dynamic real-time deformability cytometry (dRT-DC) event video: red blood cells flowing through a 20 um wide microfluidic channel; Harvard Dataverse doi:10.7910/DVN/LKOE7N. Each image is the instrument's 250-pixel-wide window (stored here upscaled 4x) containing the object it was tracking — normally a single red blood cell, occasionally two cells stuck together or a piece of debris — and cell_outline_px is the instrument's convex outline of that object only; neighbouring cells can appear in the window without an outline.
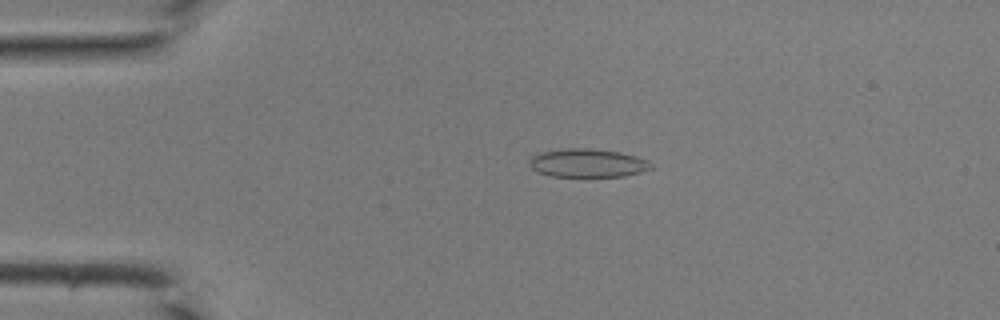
{"species": "common noctule bat (a hibernating species)", "species_latin": "Nyctalus noctula", "temperature_condition": "room temperature", "stored_images_in_passage": 42, "camera_frame_rate_fps": 3000, "um_per_image_px": 0.085, "animal": {"sex": "male", "body_mass_g": 19.0, "forearm_length_mm": 50.8}, "frame": {"image": 1, "passage_image": 9, "time_ms": 2.667, "image_size_px": [1000, 320], "cell_outline_px": [[652, 168], [640, 172], [624, 176], [552, 176], [536, 172], [532, 168], [528, 160], [536, 152], [564, 148], [588, 148], [620, 152], [636, 156], [648, 160], [652, 164]], "centroid_in_image_um": [49.91, 13.84], "position_along_channel_um": 35.1, "area_um2": 20.29}}
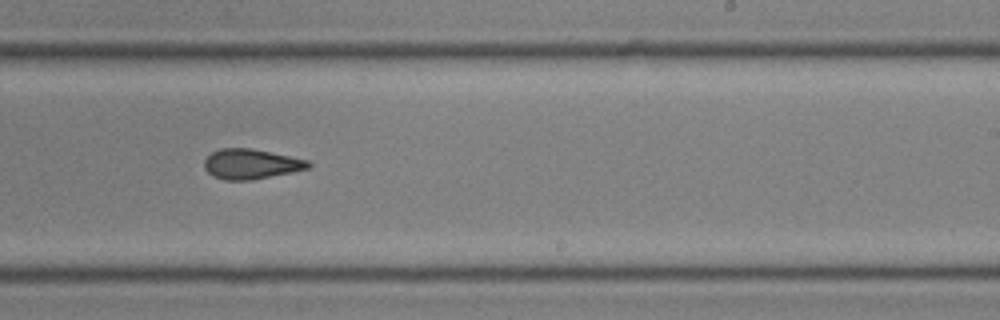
{"frame": {"image": 2, "passage_image": 26, "time_ms": 8.333, "image_size_px": [1000, 320], "cell_outline_px": [[312, 164], [308, 168], [292, 172], [252, 180], [224, 180], [212, 176], [204, 168], [204, 160], [212, 152], [220, 148], [252, 148], [308, 160]], "centroid_in_image_um": [21.31, 13.94], "position_along_channel_um": 267.7, "area_um2": 18.21}}
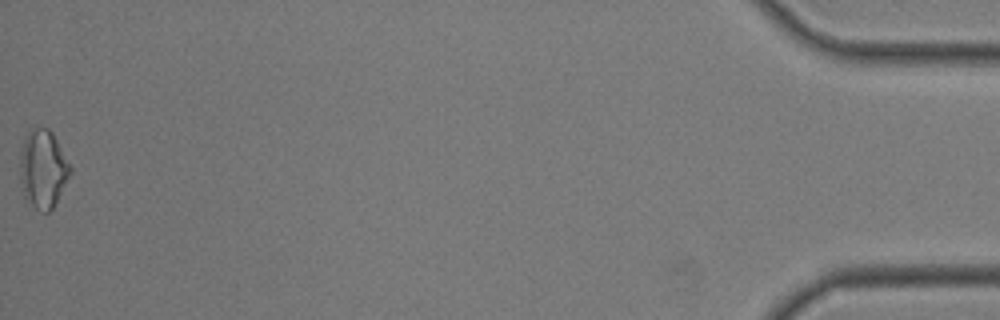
{"frame": {"image": 3, "passage_image": 42, "time_ms": 13.667, "image_size_px": [1000, 320], "cell_outline_px": [[72, 172], [56, 204], [48, 212], [44, 212], [36, 208], [24, 196], [20, 180], [20, 152], [24, 136], [32, 128], [48, 128], [52, 132], [72, 168]], "centroid_in_image_um": [3.66, 14.35], "position_along_channel_um": 431.5, "area_um2": 22.95}}